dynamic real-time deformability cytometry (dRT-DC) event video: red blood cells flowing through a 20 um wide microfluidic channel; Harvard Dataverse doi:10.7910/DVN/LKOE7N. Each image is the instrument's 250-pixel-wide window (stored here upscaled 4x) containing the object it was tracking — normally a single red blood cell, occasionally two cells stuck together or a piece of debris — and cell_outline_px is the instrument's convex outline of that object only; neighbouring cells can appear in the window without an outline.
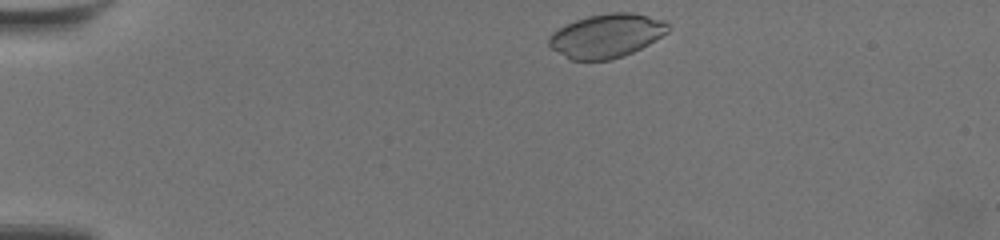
{"species": "common noctule bat (a hibernating species)", "species_latin": "Nyctalus noctula", "temperature_condition": "warm", "stored_images_in_passage": 41, "camera_frame_rate_fps": 3000, "um_per_image_px": 0.085, "animal": {"sex": "female", "body_mass_g": 19.5, "forearm_length_mm": 54.1}, "frame": {"image": 1, "passage_image": 1, "time_ms": 0.0, "image_size_px": [1000, 240], "cell_outline_px": [[672, 28], [668, 32], [648, 44], [624, 56], [612, 60], [572, 60], [552, 48], [548, 44], [548, 36], [552, 32], [576, 20], [588, 16], [612, 12], [632, 12], [664, 20]], "centroid_in_image_um": [51.58, 3.03], "position_along_channel_um": 33.4, "area_um2": 30.23}}
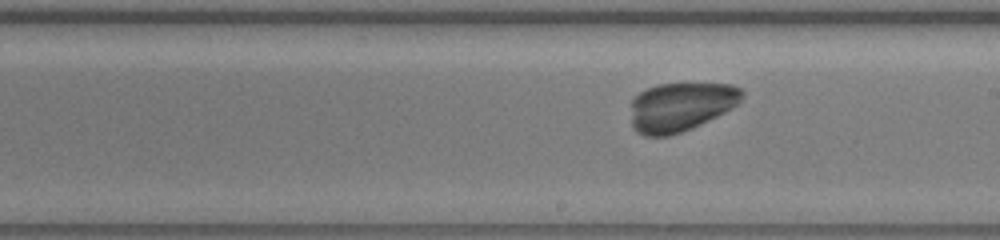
{"frame": {"image": 2, "passage_image": 24, "time_ms": 7.667, "image_size_px": [1000, 240], "cell_outline_px": [[744, 92], [740, 100], [732, 108], [692, 128], [668, 136], [644, 136], [636, 132], [632, 128], [632, 100], [640, 92], [648, 88], [660, 84], [732, 84], [740, 88]], "centroid_in_image_um": [57.84, 9.08], "position_along_channel_um": 231.2, "area_um2": 31.39}}
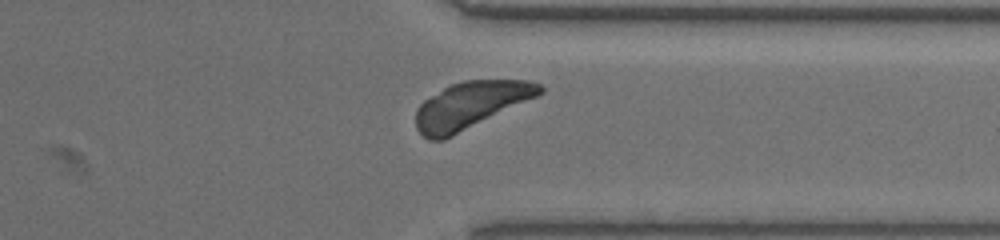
{"frame": {"image": 3, "passage_image": 36, "time_ms": 11.667, "image_size_px": [1000, 240], "cell_outline_px": [[544, 92], [536, 96], [444, 140], [428, 140], [416, 128], [416, 108], [424, 100], [444, 88], [452, 84], [464, 80], [528, 80], [540, 84], [544, 88]], "centroid_in_image_um": [39.97, 8.94], "position_along_channel_um": 371.4, "area_um2": 33.41}}